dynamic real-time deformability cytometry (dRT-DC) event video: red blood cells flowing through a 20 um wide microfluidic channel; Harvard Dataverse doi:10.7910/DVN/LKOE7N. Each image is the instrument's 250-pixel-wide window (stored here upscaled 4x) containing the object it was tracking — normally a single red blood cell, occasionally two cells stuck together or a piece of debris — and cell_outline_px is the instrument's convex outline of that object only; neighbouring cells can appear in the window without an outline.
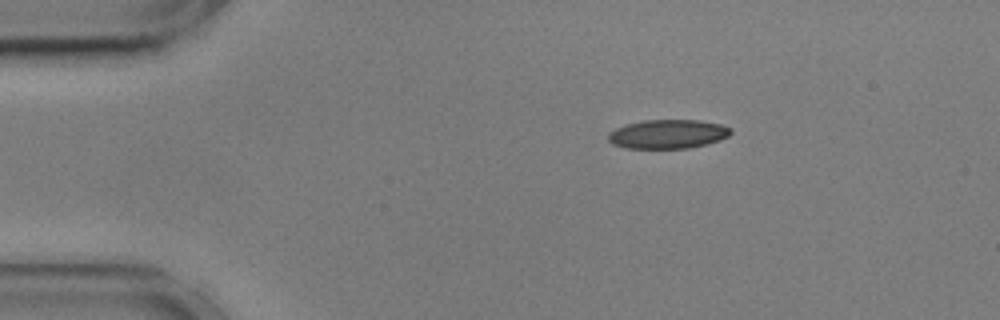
{"species": "common noctule bat (a hibernating species)", "species_latin": "Nyctalus noctula", "temperature_condition": "cold", "stored_images_in_passage": 47, "camera_frame_rate_fps": 3000, "um_per_image_px": 0.085, "animal": {"sex": "male", "body_mass_g": 17.9, "forearm_length_mm": 54.2}, "frame": {"image": 1, "passage_image": 1, "time_ms": 0.0, "image_size_px": [1000, 320], "cell_outline_px": [[732, 132], [728, 136], [720, 140], [708, 144], [688, 148], [624, 148], [612, 144], [608, 140], [608, 132], [624, 124], [644, 120], [700, 120], [720, 124], [732, 128]], "centroid_in_image_um": [56.76, 11.39], "position_along_channel_um": 28.2, "area_um2": 20.92}}
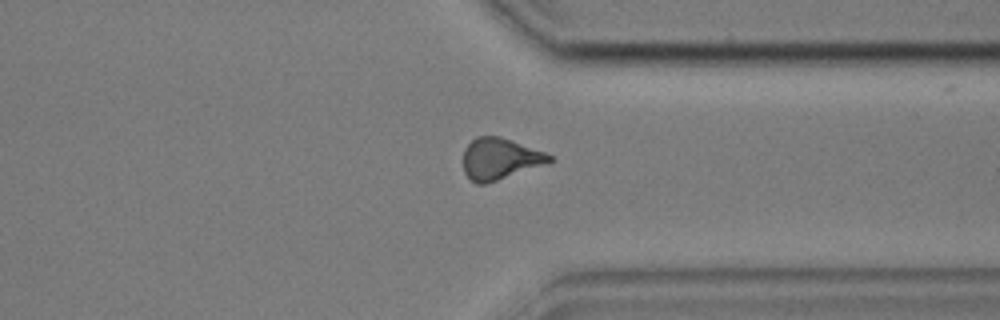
{"frame": {"image": 2, "passage_image": 34, "time_ms": 11.0, "image_size_px": [1000, 320], "cell_outline_px": [[556, 160], [548, 164], [484, 184], [476, 184], [464, 172], [464, 148], [476, 136], [500, 136], [512, 140], [544, 152], [552, 156]], "centroid_in_image_um": [42.52, 13.49], "position_along_channel_um": 368.9, "area_um2": 20.81}}
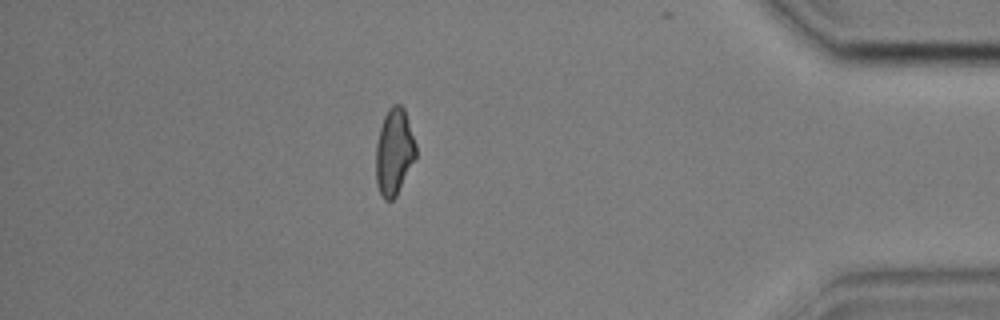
{"frame": {"image": 3, "passage_image": 40, "time_ms": 13.0, "image_size_px": [1000, 320], "cell_outline_px": [[416, 160], [396, 196], [392, 200], [384, 200], [376, 184], [376, 144], [380, 128], [384, 116], [388, 108], [392, 104], [400, 104], [404, 108], [416, 144]], "centroid_in_image_um": [33.51, 12.91], "position_along_channel_um": 401.7, "area_um2": 20.35}, "authors_computed_cell_mechanics": {"area_um2": 20.808, "velocity_mm_per_s": 3.5922, "shape_relaxation_time_tau1_ms": 10.0874, "shape_relaxation_time_tau2_ms": 2.2651, "deformation_change_tau1": 0.2027, "deformation_change_tau2": 0.0873}}